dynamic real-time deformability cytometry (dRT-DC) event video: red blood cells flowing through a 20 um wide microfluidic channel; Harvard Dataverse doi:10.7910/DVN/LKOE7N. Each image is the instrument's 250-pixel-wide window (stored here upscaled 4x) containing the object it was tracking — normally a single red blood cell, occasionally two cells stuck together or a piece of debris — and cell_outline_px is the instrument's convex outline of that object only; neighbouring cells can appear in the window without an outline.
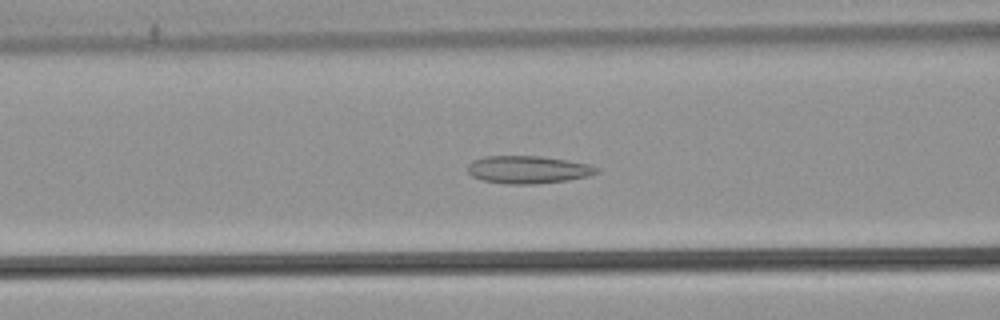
{"species": "common noctule bat (a hibernating species)", "species_latin": "Nyctalus noctula", "temperature_condition": "warm", "stored_images_in_passage": 50, "camera_frame_rate_fps": 3000, "um_per_image_px": 0.085, "animal": {"sex": "male", "body_mass_g": 21.5, "forearm_length_mm": 52.0}, "frame": {"image": 1, "passage_image": 19, "time_ms": 6.0, "image_size_px": [1000, 320], "cell_outline_px": [[600, 172], [588, 176], [568, 180], [536, 184], [504, 184], [484, 180], [472, 176], [468, 172], [468, 164], [472, 160], [484, 156], [540, 156], [568, 160], [592, 164], [600, 168]], "centroid_in_image_um": [44.92, 14.41], "position_along_channel_um": 121.7, "area_um2": 21.04}}
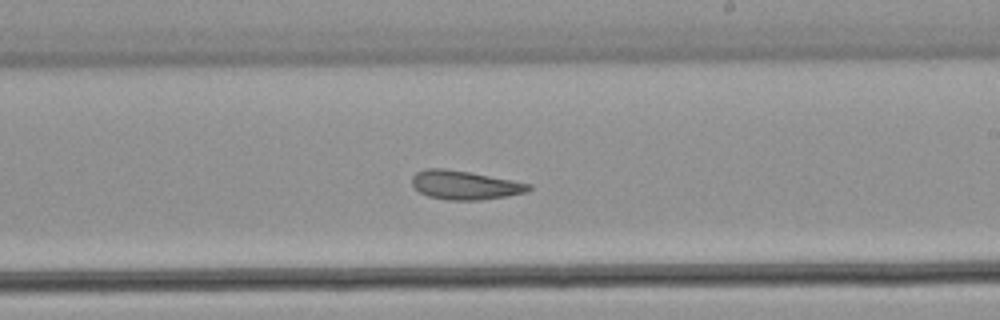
{"frame": {"image": 2, "passage_image": 29, "time_ms": 9.333, "image_size_px": [1000, 320], "cell_outline_px": [[532, 188], [528, 192], [480, 200], [448, 200], [428, 196], [420, 192], [412, 184], [412, 176], [416, 172], [424, 168], [444, 168], [472, 172], [532, 184]], "centroid_in_image_um": [39.51, 15.72], "position_along_channel_um": 249.5, "area_um2": 19.71}}
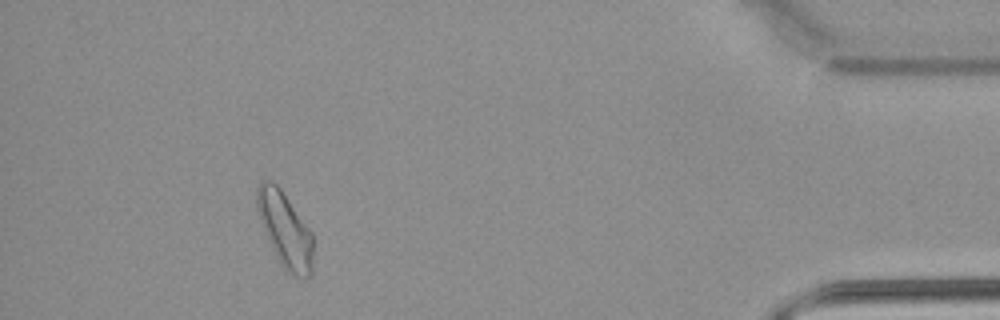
{"frame": {"image": 3, "passage_image": 46, "time_ms": 15.0, "image_size_px": [1000, 320], "cell_outline_px": [[312, 272], [304, 280], [288, 272], [280, 264], [272, 248], [260, 220], [256, 208], [256, 188], [264, 180], [272, 180], [280, 188], [312, 232]], "centroid_in_image_um": [24.22, 19.53], "position_along_channel_um": 411.0, "area_um2": 24.39}, "authors_computed_cell_mechanics": {"area_um2": 21.8484, "velocity_mm_per_s": 3.8486, "shape_relaxation_time_tau1_ms": null, "shape_relaxation_time_tau2_ms": 6.2249, "deformation_change_tau1": null, "deformation_change_tau2": 0.1306}}